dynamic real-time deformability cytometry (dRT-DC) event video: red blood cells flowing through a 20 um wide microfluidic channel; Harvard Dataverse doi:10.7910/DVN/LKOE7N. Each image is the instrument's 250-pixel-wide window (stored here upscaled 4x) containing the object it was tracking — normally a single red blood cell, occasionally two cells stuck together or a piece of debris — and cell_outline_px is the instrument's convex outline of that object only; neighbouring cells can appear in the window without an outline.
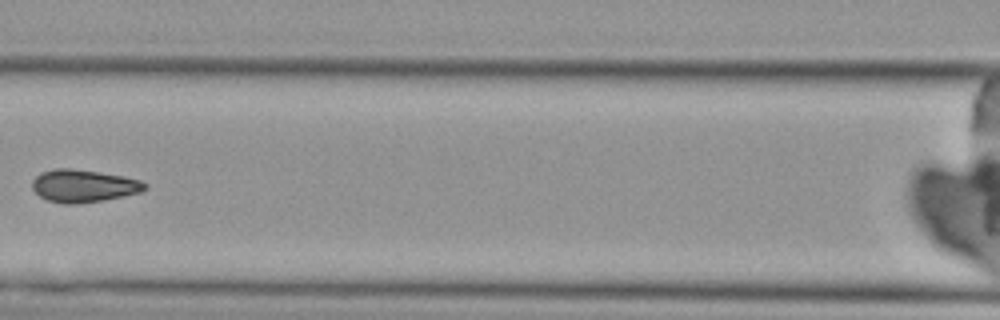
{"species": "Egyptian fruit bat (a non-hibernating species)", "species_latin": "Rousettus aegyptiacus", "temperature_condition": "cold", "stored_images_in_passage": 7, "camera_frame_rate_fps": 3000, "um_per_image_px": 0.085, "animal": {"sex": "female"}, "frame": {"image": 1, "passage_image": 6, "time_ms": 7.333, "image_size_px": [1000, 320], "cell_outline_px": [[144, 188], [140, 192], [100, 200], [76, 204], [64, 204], [48, 200], [40, 196], [32, 188], [32, 180], [40, 172], [52, 168], [72, 168], [124, 176], [140, 180], [144, 184]], "centroid_in_image_um": [7.02, 15.78], "position_along_channel_um": 159.6, "area_um2": 21.1}}
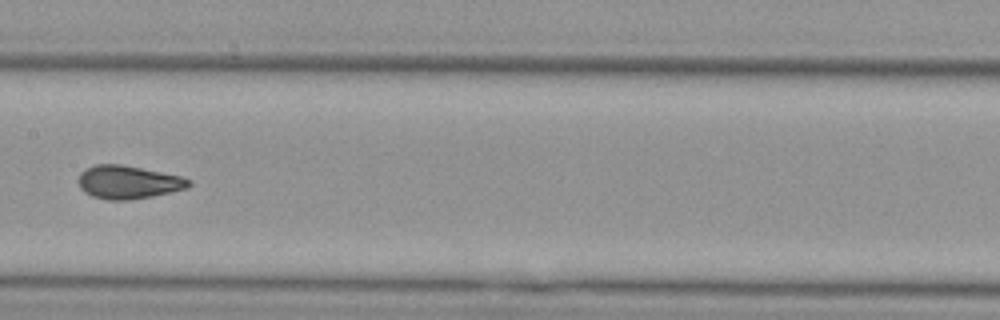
{"frame": {"image": 2, "passage_image": 7, "time_ms": 8.333, "image_size_px": [1000, 320], "cell_outline_px": [[192, 184], [188, 188], [152, 196], [128, 200], [108, 200], [92, 196], [84, 192], [80, 188], [76, 180], [80, 172], [84, 168], [96, 164], [120, 164], [180, 176], [192, 180]], "centroid_in_image_um": [10.85, 15.48], "position_along_channel_um": 196.5, "area_um2": 21.5}}